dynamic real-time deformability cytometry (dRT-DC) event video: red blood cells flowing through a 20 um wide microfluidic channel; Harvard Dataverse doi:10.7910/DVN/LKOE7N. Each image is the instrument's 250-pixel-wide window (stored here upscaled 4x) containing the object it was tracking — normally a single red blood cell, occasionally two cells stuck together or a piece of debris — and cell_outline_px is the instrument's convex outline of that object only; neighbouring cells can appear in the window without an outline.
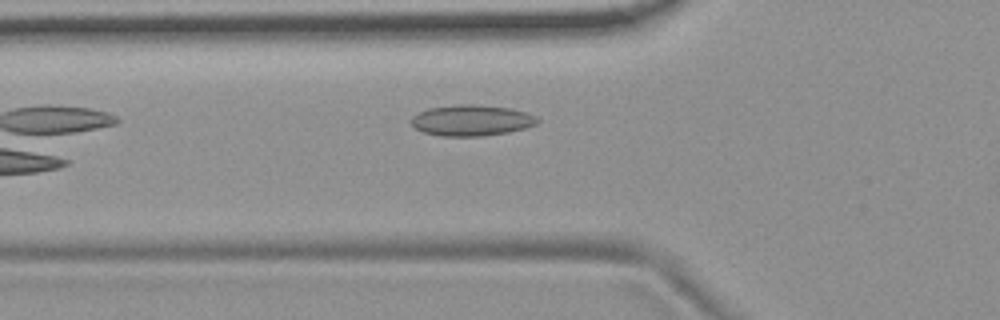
{"species": "common noctule bat (a hibernating species)", "species_latin": "Nyctalus noctula", "temperature_condition": "room temperature", "stored_images_in_passage": 7, "camera_frame_rate_fps": 3000, "um_per_image_px": 0.085, "animal": {"sex": "female", "body_mass_g": 19.9}, "frame": {"image": 1, "passage_image": 7, "time_ms": 2.0, "image_size_px": [1000, 320], "cell_outline_px": [[540, 120], [536, 124], [524, 128], [508, 132], [484, 136], [440, 136], [424, 132], [416, 128], [408, 120], [412, 116], [428, 108], [456, 104], [476, 104], [512, 108], [528, 112], [536, 116]], "centroid_in_image_um": [40.09, 10.22], "position_along_channel_um": 85.7, "area_um2": 23.0}}